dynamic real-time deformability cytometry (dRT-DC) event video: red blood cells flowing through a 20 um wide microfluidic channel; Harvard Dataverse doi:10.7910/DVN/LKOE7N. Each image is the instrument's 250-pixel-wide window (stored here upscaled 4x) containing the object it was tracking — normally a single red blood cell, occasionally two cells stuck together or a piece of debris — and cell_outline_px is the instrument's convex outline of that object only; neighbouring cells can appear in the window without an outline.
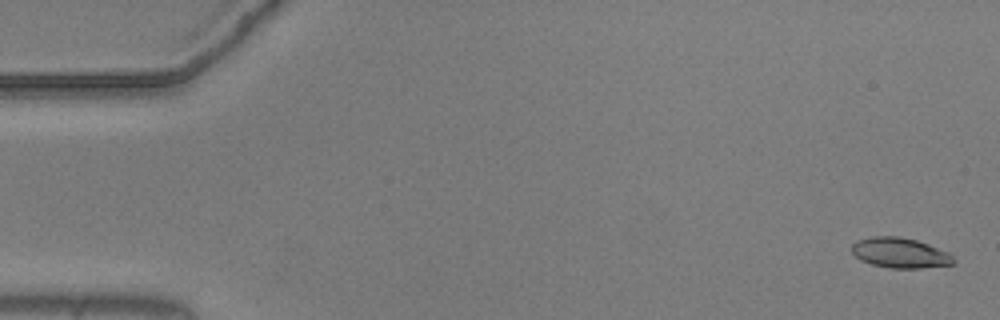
{"species": "common noctule bat (a hibernating species)", "species_latin": "Nyctalus noctula", "temperature_condition": "warm", "stored_images_in_passage": 52, "camera_frame_rate_fps": 3000, "um_per_image_px": 0.085, "animal": {"sex": "male", "body_mass_g": 20.5, "forearm_length_mm": 52.5}, "frame": {"image": 1, "passage_image": 2, "time_ms": 0.333, "image_size_px": [1000, 320], "cell_outline_px": [[956, 264], [920, 268], [888, 268], [872, 264], [860, 260], [852, 252], [852, 244], [856, 240], [872, 236], [900, 236], [916, 240], [928, 244], [948, 252], [956, 260]], "centroid_in_image_um": [76.51, 21.49], "position_along_channel_um": 8.5, "area_um2": 18.03}}
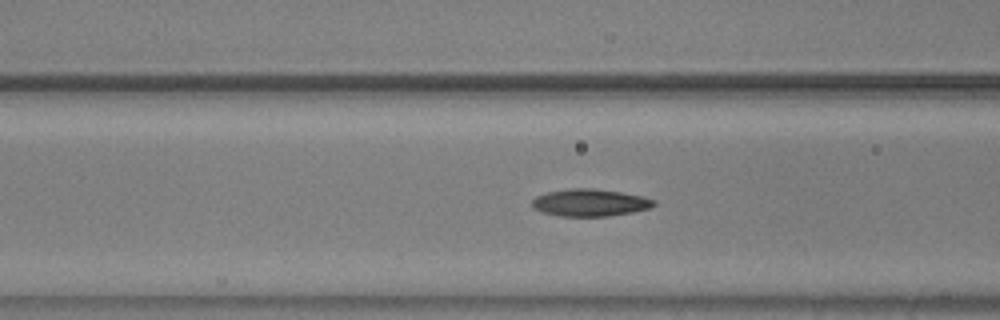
{"frame": {"image": 2, "passage_image": 22, "time_ms": 7.0, "image_size_px": [1000, 320], "cell_outline_px": [[656, 204], [648, 208], [632, 212], [608, 216], [560, 216], [540, 212], [532, 208], [532, 200], [536, 196], [548, 192], [572, 188], [592, 188], [620, 192], [640, 196], [656, 200]], "centroid_in_image_um": [50.11, 17.23], "position_along_channel_um": 116.5, "area_um2": 19.25}}
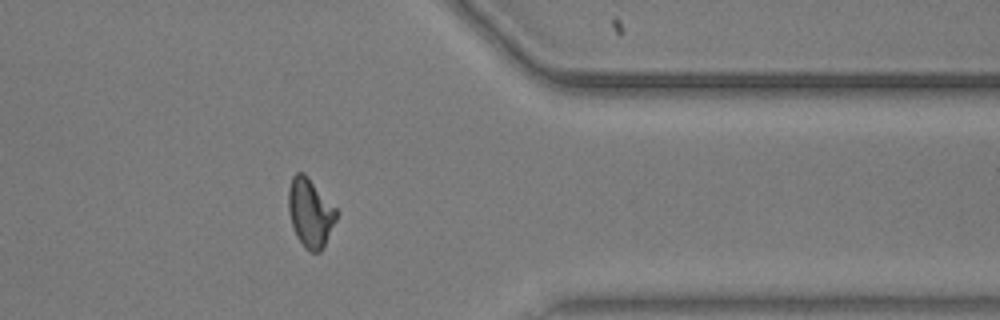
{"frame": {"image": 3, "passage_image": 45, "time_ms": 14.667, "image_size_px": [1000, 320], "cell_outline_px": [[340, 212], [320, 252], [308, 252], [304, 248], [296, 236], [288, 212], [288, 188], [292, 176], [296, 172], [304, 172], [308, 176]], "centroid_in_image_um": [26.36, 18.06], "position_along_channel_um": 385.0, "area_um2": 19.42}, "authors_computed_cell_mechanics": {"area_um2": 18.7561, "velocity_mm_per_s": 3.6837, "shape_relaxation_time_tau1_ms": 7.366, "shape_relaxation_time_tau2_ms": 1.944, "deformation_change_tau1": 0.2109, "deformation_change_tau2": 0.0892}}